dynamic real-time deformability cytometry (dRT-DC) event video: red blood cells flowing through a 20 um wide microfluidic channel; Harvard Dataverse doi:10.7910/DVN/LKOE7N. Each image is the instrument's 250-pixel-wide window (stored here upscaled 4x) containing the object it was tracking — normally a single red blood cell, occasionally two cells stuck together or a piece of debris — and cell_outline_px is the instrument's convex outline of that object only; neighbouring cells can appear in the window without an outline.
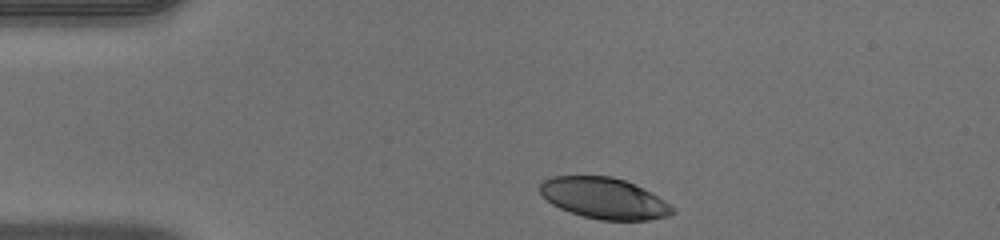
{"species": "human", "species_latin": "Homo sapiens", "temperature_condition": "warm", "stored_images_in_passage": 37, "camera_frame_rate_fps": 3000, "um_per_image_px": 0.085, "donor": {"sex": "male"}, "frame": {"image": 1, "passage_image": 1, "time_ms": 0.0, "image_size_px": [1000, 240], "cell_outline_px": [[676, 212], [668, 216], [648, 220], [600, 220], [584, 216], [560, 208], [552, 204], [540, 192], [540, 184], [544, 180], [552, 176], [612, 176], [624, 180], [664, 200], [676, 208]], "centroid_in_image_um": [51.36, 16.86], "position_along_channel_um": 33.6, "area_um2": 31.33}}
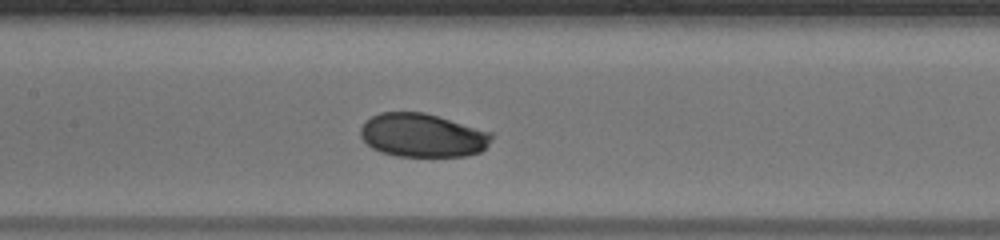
{"frame": {"image": 2, "passage_image": 15, "time_ms": 4.667, "image_size_px": [1000, 240], "cell_outline_px": [[492, 136], [488, 144], [480, 152], [468, 156], [396, 156], [380, 152], [372, 148], [360, 136], [360, 128], [364, 120], [380, 112], [424, 112], [492, 132]], "centroid_in_image_um": [35.88, 11.5], "position_along_channel_um": 171.5, "area_um2": 33.35}}
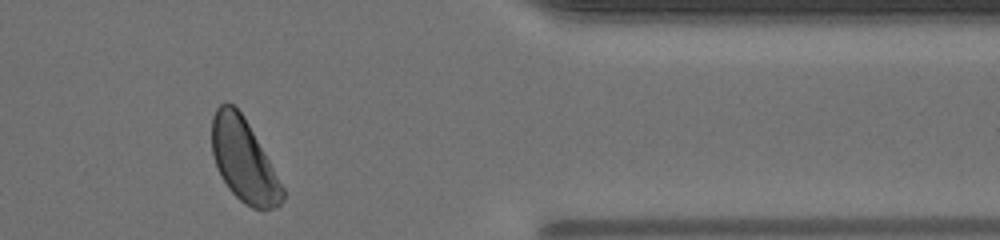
{"frame": {"image": 3, "passage_image": 33, "time_ms": 10.667, "image_size_px": [1000, 240], "cell_outline_px": [[284, 196], [280, 204], [276, 208], [252, 208], [244, 204], [228, 188], [216, 164], [212, 152], [212, 116], [216, 108], [224, 100], [232, 104], [244, 116], [284, 188]], "centroid_in_image_um": [20.7, 13.61], "position_along_channel_um": 390.7, "area_um2": 33.58}, "authors_computed_cell_mechanics": {"area_um2": 33.5818, "velocity_mm_per_s": 3.9986, "shape_relaxation_time_tau1_ms": 3.6135, "shape_relaxation_time_tau2_ms": null, "deformation_change_tau1": 0.1274, "deformation_change_tau2": null}}